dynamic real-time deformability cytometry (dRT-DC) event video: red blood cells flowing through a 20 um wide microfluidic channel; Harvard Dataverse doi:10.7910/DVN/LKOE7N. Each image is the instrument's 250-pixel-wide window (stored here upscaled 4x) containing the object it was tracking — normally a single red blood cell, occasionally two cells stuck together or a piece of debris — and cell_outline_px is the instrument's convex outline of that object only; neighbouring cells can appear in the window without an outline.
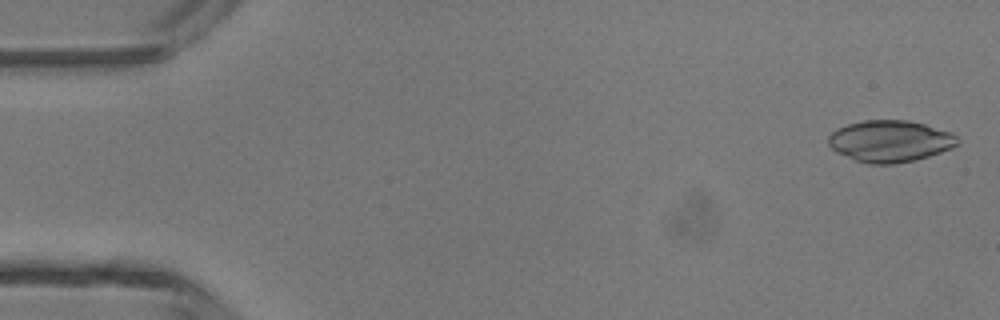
{"species": "common noctule bat (a hibernating species)", "species_latin": "Nyctalus noctula", "temperature_condition": "room temperature", "stored_images_in_passage": 47, "camera_frame_rate_fps": 3000, "um_per_image_px": 0.085, "animal": {"sex": "male", "body_mass_g": 13.3}, "frame": {"image": 1, "passage_image": 2, "time_ms": 0.333, "image_size_px": [1000, 320], "cell_outline_px": [[960, 144], [952, 148], [916, 160], [896, 164], [868, 164], [856, 160], [836, 152], [828, 144], [828, 136], [836, 128], [848, 124], [864, 120], [908, 120], [924, 124], [952, 132], [956, 136]], "centroid_in_image_um": [75.66, 12.0], "position_along_channel_um": 9.3, "area_um2": 31.5}}